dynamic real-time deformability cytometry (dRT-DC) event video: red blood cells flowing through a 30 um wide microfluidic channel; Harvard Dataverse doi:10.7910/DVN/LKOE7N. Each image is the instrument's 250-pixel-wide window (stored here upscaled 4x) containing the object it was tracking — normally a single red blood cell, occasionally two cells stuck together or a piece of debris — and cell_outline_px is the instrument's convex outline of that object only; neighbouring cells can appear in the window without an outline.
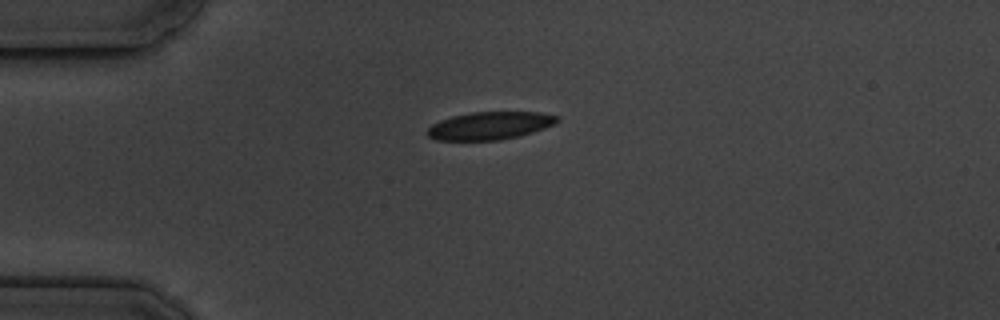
{"species": "common noctule bat (a hibernating species)", "species_latin": "Nyctalus noctula", "temperature_condition": "cold", "stored_images_in_passage": 2, "camera_frame_rate_fps": 3000, "um_per_image_px": 0.085, "animal": {"sex": "male", "body_mass_g": 19.5, "forearm_length_mm": 54.6}, "frame": {"image": 1, "passage_image": 2, "time_ms": 1.333, "image_size_px": [1000, 320], "cell_outline_px": [[560, 120], [556, 124], [532, 132], [500, 140], [436, 140], [428, 136], [428, 128], [432, 124], [440, 120], [452, 116], [472, 112], [540, 112], [560, 116]], "centroid_in_image_um": [41.67, 10.67], "position_along_channel_um": 43.3, "area_um2": 20.98}}